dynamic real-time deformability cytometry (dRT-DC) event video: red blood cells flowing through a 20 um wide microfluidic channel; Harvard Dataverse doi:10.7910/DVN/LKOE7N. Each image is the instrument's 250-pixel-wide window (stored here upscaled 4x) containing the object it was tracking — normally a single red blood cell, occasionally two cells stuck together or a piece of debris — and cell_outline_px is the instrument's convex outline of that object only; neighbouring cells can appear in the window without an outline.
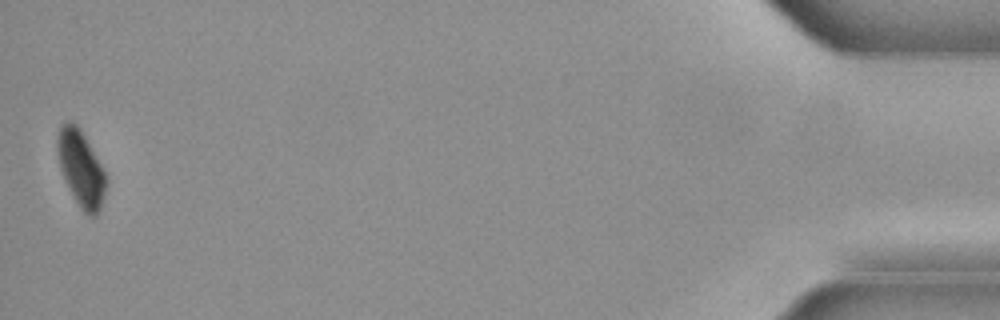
{"species": "common noctule bat (a hibernating species)", "species_latin": "Nyctalus noctula", "temperature_condition": "cold", "stored_images_in_passage": 37, "camera_frame_rate_fps": 3000, "um_per_image_px": 0.085, "animal": {"sex": "male", "body_mass_g": 21.5, "forearm_length_mm": 52.0}, "frame": {"image": 1, "passage_image": 37, "time_ms": 12.0, "image_size_px": [1000, 320], "cell_outline_px": [[108, 180], [100, 208], [96, 216], [88, 216], [80, 208], [60, 168], [56, 144], [56, 140], [60, 128], [64, 124], [72, 124], [84, 136], [100, 164]], "centroid_in_image_um": [6.9, 14.4], "position_along_channel_um": 428.3, "area_um2": 20.52}}